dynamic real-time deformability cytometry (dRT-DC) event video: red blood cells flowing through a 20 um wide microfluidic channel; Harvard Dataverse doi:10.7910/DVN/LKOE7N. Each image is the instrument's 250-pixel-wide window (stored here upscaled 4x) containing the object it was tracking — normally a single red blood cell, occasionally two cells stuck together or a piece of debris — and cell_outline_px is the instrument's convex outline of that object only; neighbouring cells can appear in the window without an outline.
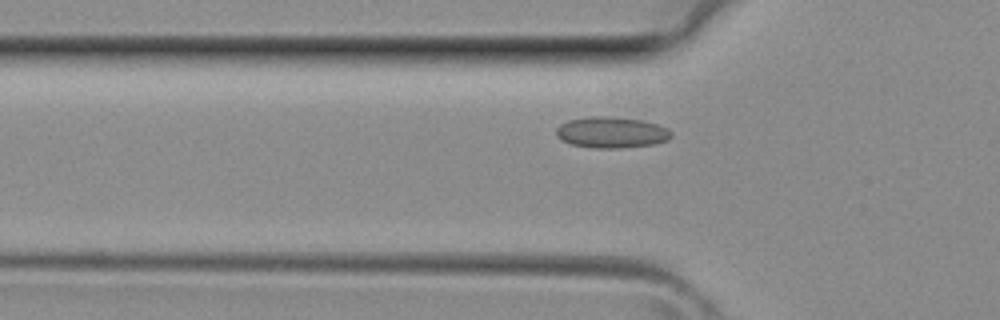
{"species": "common noctule bat (a hibernating species)", "species_latin": "Nyctalus noctula", "temperature_condition": "room temperature", "stored_images_in_passage": 32, "camera_frame_rate_fps": 3000, "um_per_image_px": 0.085, "animal": {"sex": "female", "body_mass_g": 29.2, "forearm_length_mm": 56.3}, "frame": {"image": 1, "passage_image": 6, "time_ms": 1.667, "image_size_px": [1000, 320], "cell_outline_px": [[672, 136], [668, 140], [656, 144], [620, 148], [592, 148], [572, 144], [560, 140], [556, 136], [556, 128], [560, 124], [568, 120], [588, 116], [604, 116], [644, 120], [668, 128], [672, 132]], "centroid_in_image_um": [51.97, 11.25], "position_along_channel_um": 73.8, "area_um2": 21.1}}
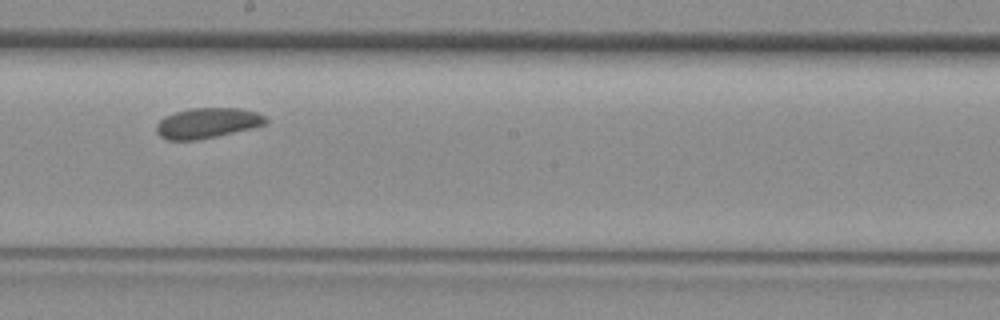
{"frame": {"image": 2, "passage_image": 15, "time_ms": 4.667, "image_size_px": [1000, 320], "cell_outline_px": [[268, 124], [252, 128], [216, 136], [196, 140], [168, 140], [160, 136], [156, 132], [156, 124], [164, 116], [188, 108], [240, 108], [256, 112], [264, 116], [268, 120]], "centroid_in_image_um": [17.62, 10.45], "position_along_channel_um": 230.6, "area_um2": 19.36}}
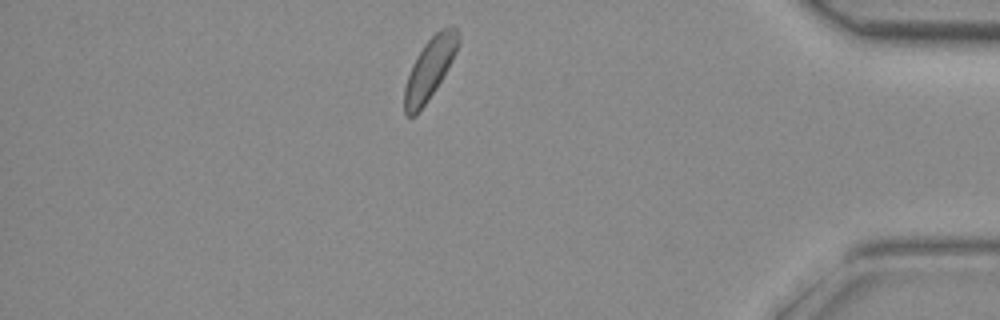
{"frame": {"image": 3, "passage_image": 27, "time_ms": 8.667, "image_size_px": [1000, 320], "cell_outline_px": [[460, 44], [448, 68], [436, 88], [416, 116], [408, 116], [404, 112], [404, 88], [412, 64], [416, 56], [424, 44], [440, 28], [456, 28], [460, 40]], "centroid_in_image_um": [36.51, 5.85], "position_along_channel_um": 398.7, "area_um2": 18.96}}